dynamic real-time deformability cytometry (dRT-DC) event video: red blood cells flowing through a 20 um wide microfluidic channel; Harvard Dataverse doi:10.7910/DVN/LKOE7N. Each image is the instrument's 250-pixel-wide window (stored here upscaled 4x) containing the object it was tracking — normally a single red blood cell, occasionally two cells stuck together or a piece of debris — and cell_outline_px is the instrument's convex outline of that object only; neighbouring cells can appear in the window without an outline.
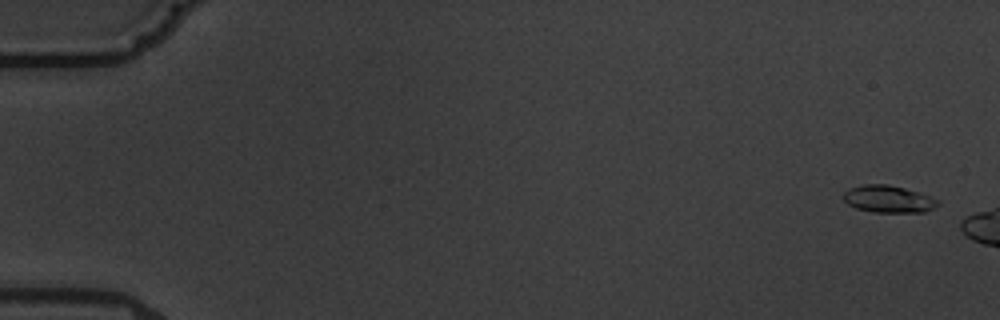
{"species": "common noctule bat (a hibernating species)", "species_latin": "Nyctalus noctula", "temperature_condition": "warm", "stored_images_in_passage": 8, "segment_of_instrument_passage": [1, 2], "camera_frame_rate_fps": 3000, "um_per_image_px": 0.085, "animal": {"sex": "male", "body_mass_g": 19.5, "forearm_length_mm": 54.6}, "frame": {"image": 1, "passage_image": 1, "time_ms": 0.0, "image_size_px": [1000, 320], "cell_outline_px": [[940, 204], [924, 212], [872, 212], [856, 208], [848, 204], [840, 196], [848, 188], [864, 184], [888, 184], [920, 192], [940, 200]], "centroid_in_image_um": [75.5, 16.91], "position_along_channel_um": 9.5, "area_um2": 15.14}}